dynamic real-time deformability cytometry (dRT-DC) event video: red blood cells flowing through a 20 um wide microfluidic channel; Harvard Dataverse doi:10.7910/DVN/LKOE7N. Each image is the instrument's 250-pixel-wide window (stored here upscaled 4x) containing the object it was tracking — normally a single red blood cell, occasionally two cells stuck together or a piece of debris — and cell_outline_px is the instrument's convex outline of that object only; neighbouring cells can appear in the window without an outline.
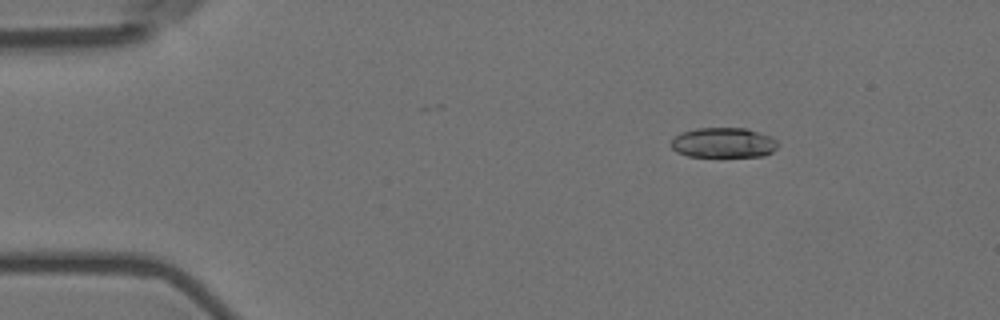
{"species": "Egyptian fruit bat (a non-hibernating species)", "species_latin": "Rousettus aegyptiacus", "temperature_condition": "room temperature", "stored_images_in_passage": 13, "camera_frame_rate_fps": 3000, "um_per_image_px": 0.085, "animal": {"sex": "female"}, "frame": {"image": 1, "passage_image": 3, "time_ms": 0.667, "image_size_px": [1000, 320], "cell_outline_px": [[776, 148], [772, 152], [764, 156], [688, 156], [676, 152], [668, 144], [676, 136], [684, 132], [696, 128], [744, 128], [760, 132], [772, 136], [776, 140]], "centroid_in_image_um": [61.49, 12.13], "position_along_channel_um": 23.5, "area_um2": 18.67}}
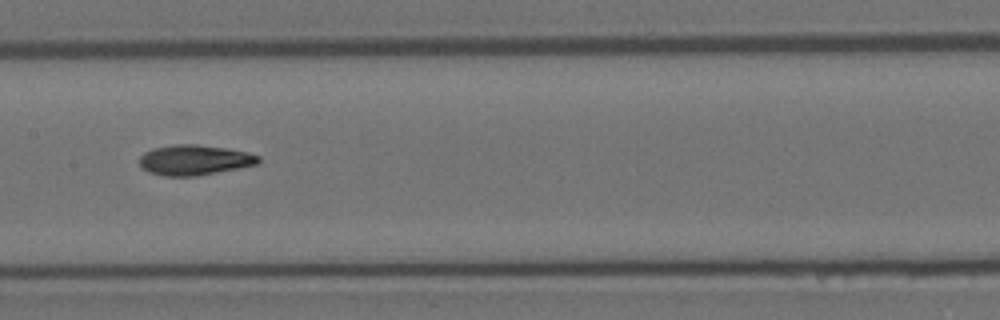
{"frame": {"image": 2, "passage_image": 8, "time_ms": 2.333, "image_size_px": [1000, 320], "cell_outline_px": [[260, 164], [196, 176], [164, 176], [148, 172], [140, 168], [140, 156], [144, 152], [152, 148], [172, 144], [196, 144], [224, 148], [248, 152], [260, 156]], "centroid_in_image_um": [16.51, 13.6], "position_along_channel_um": 190.9, "area_um2": 21.15}}
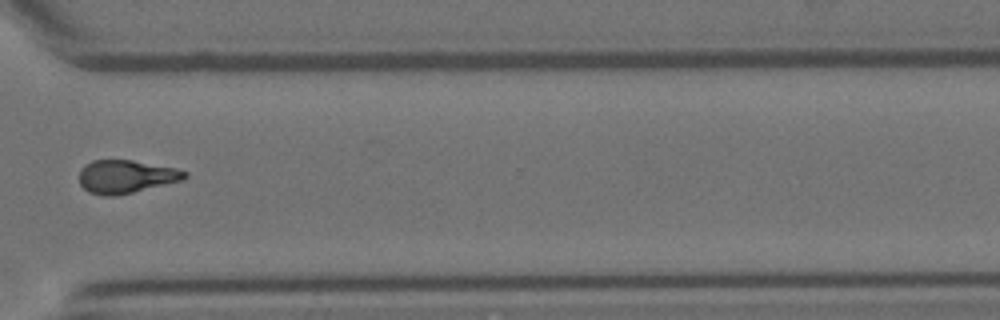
{"frame": {"image": 3, "passage_image": 12, "time_ms": 3.667, "image_size_px": [1000, 320], "cell_outline_px": [[188, 176], [184, 180], [116, 196], [100, 196], [88, 192], [80, 184], [80, 168], [84, 164], [92, 160], [132, 160], [176, 168], [188, 172]], "centroid_in_image_um": [10.7, 15.01], "position_along_channel_um": 359.9, "area_um2": 20.58}}